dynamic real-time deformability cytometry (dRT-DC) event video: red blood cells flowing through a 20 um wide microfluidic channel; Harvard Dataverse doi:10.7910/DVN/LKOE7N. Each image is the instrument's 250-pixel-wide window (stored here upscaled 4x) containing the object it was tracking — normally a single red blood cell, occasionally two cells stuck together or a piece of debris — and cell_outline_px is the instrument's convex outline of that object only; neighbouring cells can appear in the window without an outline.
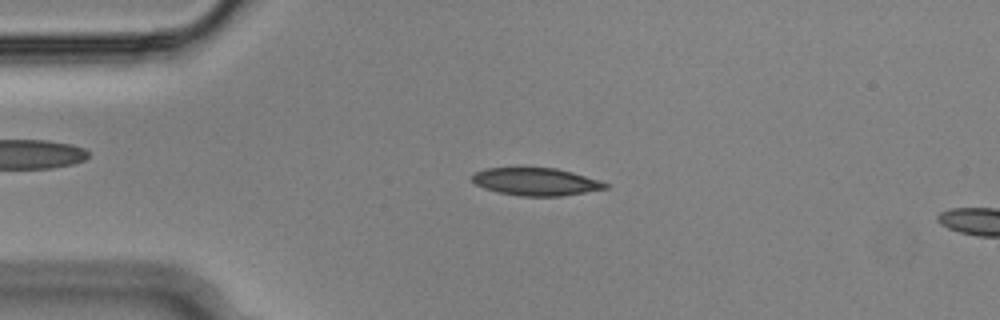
{"species": "Egyptian fruit bat (a non-hibernating species)", "species_latin": "Rousettus aegyptiacus", "temperature_condition": "cold", "stored_images_in_passage": 15, "camera_frame_rate_fps": 3000, "um_per_image_px": 0.085, "animal": {"sex": "male"}, "frame": {"image": 1, "passage_image": 11, "time_ms": 3.333, "image_size_px": [1000, 320], "cell_outline_px": [[612, 184], [608, 188], [560, 196], [520, 196], [500, 192], [484, 188], [476, 184], [472, 180], [472, 176], [476, 172], [484, 168], [516, 164], [556, 168], [572, 172], [600, 180]], "centroid_in_image_um": [45.52, 15.38], "position_along_channel_um": 39.5, "area_um2": 22.37}}